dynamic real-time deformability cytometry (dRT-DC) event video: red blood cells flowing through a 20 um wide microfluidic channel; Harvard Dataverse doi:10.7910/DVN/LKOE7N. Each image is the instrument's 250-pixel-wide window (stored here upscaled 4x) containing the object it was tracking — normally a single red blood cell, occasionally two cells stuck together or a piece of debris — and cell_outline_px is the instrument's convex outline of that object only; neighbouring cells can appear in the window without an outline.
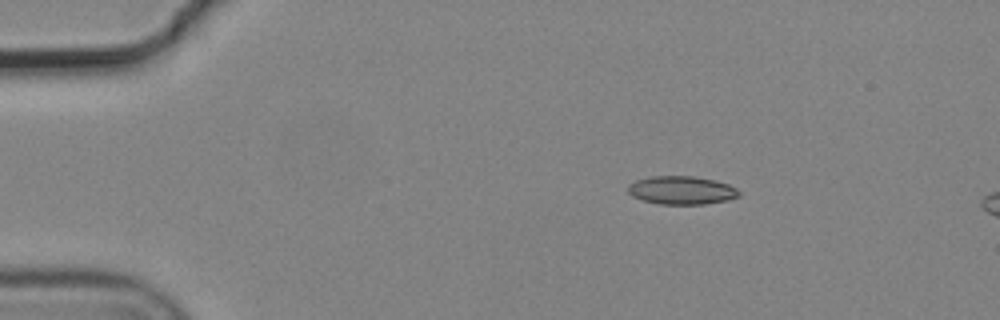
{"species": "common noctule bat (a hibernating species)", "species_latin": "Nyctalus noctula", "temperature_condition": "cold", "stored_images_in_passage": 4, "camera_frame_rate_fps": 3000, "um_per_image_px": 0.085, "animal": {"sex": "male", "body_mass_g": 19.2, "forearm_length_mm": 51.8}, "frame": {"image": 1, "passage_image": 2, "time_ms": 0.333, "image_size_px": [1000, 320], "cell_outline_px": [[740, 196], [728, 200], [704, 204], [660, 204], [644, 200], [632, 196], [628, 192], [628, 184], [636, 180], [652, 176], [692, 176], [716, 180], [728, 184], [736, 188], [740, 192]], "centroid_in_image_um": [57.95, 16.17], "position_along_channel_um": 27.1, "area_um2": 18.32}}